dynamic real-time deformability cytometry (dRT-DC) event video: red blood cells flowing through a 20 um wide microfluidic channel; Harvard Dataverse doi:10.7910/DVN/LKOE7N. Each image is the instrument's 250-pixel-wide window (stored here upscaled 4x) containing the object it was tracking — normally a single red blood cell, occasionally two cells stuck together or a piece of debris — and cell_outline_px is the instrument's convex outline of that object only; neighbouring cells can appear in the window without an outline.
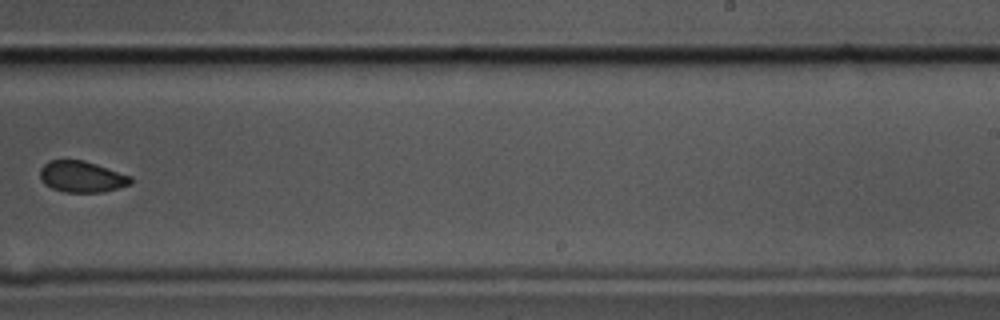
{"species": "common noctule bat (a hibernating species)", "species_latin": "Nyctalus noctula", "temperature_condition": "cold", "stored_images_in_passage": 12, "camera_frame_rate_fps": 3000, "um_per_image_px": 0.085, "animal": {"sex": "male", "body_mass_g": 17.5, "forearm_length_mm": 52.3}, "frame": {"image": 1, "passage_image": 7, "time_ms": 2.0, "image_size_px": [1000, 320], "cell_outline_px": [[132, 184], [104, 192], [64, 192], [52, 188], [44, 184], [40, 176], [40, 168], [48, 160], [84, 160], [132, 176]], "centroid_in_image_um": [6.96, 15.02], "position_along_channel_um": 282.0, "area_um2": 16.59}}
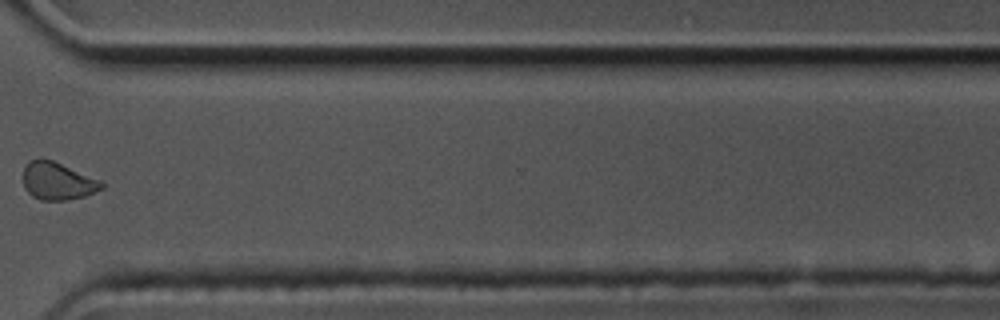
{"frame": {"image": 2, "passage_image": 9, "time_ms": 2.667, "image_size_px": [1000, 320], "cell_outline_px": [[104, 188], [84, 196], [64, 200], [40, 200], [32, 196], [24, 188], [24, 168], [28, 160], [40, 156], [52, 160], [100, 180], [104, 184]], "centroid_in_image_um": [4.86, 15.37], "position_along_channel_um": 365.7, "area_um2": 17.22}}